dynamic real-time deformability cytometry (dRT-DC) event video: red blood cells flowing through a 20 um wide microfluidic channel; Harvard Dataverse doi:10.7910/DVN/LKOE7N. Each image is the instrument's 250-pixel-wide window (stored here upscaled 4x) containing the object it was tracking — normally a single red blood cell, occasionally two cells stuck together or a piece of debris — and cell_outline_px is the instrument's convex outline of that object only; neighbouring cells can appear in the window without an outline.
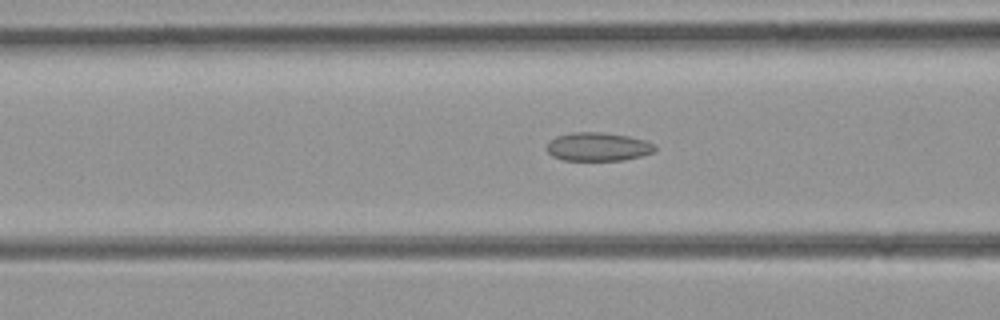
{"species": "common noctule bat (a hibernating species)", "species_latin": "Nyctalus noctula", "temperature_condition": "room temperature", "stored_images_in_passage": 39, "camera_frame_rate_fps": 3000, "um_per_image_px": 0.085, "animal": {"sex": "female", "body_mass_g": 21.9}, "frame": {"image": 1, "passage_image": 7, "time_ms": 2.0, "image_size_px": [1000, 320], "cell_outline_px": [[656, 148], [652, 152], [640, 156], [624, 160], [564, 160], [552, 156], [548, 152], [548, 144], [556, 136], [572, 132], [604, 132], [628, 136], [644, 140], [652, 144]], "centroid_in_image_um": [50.81, 12.47], "position_along_channel_um": 115.8, "area_um2": 17.74}}
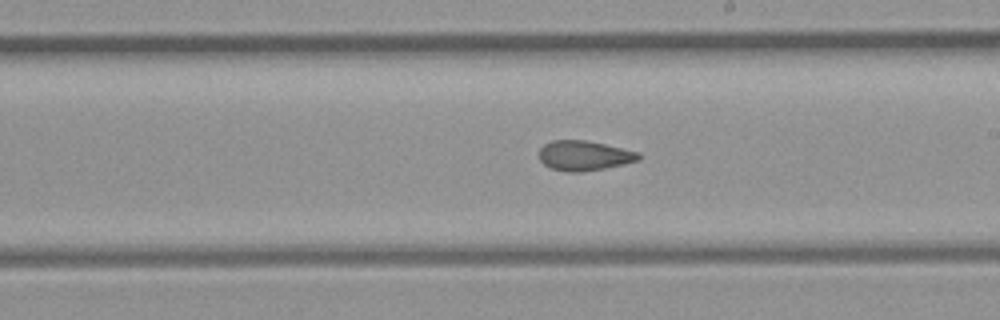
{"frame": {"image": 2, "passage_image": 16, "time_ms": 5.0, "image_size_px": [1000, 320], "cell_outline_px": [[640, 160], [624, 164], [584, 172], [568, 172], [552, 168], [544, 164], [540, 160], [540, 148], [544, 144], [552, 140], [584, 140], [604, 144], [640, 152]], "centroid_in_image_um": [49.67, 13.23], "position_along_channel_um": 239.3, "area_um2": 17.28}}
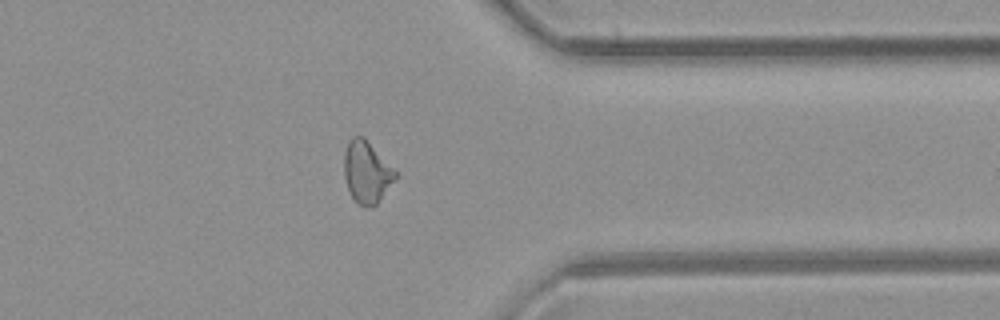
{"frame": {"image": 3, "passage_image": 27, "time_ms": 8.667, "image_size_px": [1000, 320], "cell_outline_px": [[396, 176], [376, 204], [372, 208], [364, 208], [352, 196], [348, 188], [344, 176], [344, 152], [348, 140], [352, 136], [364, 136], [396, 172]], "centroid_in_image_um": [31.12, 14.6], "position_along_channel_um": 380.3, "area_um2": 18.15}}